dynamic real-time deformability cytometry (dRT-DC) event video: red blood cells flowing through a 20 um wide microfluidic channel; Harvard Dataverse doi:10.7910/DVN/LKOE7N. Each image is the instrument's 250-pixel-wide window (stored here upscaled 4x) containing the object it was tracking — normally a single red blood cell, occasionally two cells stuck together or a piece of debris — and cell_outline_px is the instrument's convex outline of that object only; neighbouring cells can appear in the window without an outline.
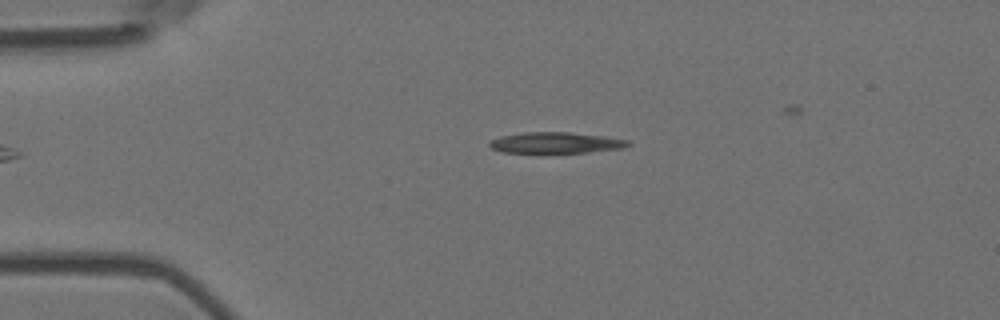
{"species": "Egyptian fruit bat (a non-hibernating species)", "species_latin": "Rousettus aegyptiacus", "temperature_condition": "room temperature", "stored_images_in_passage": 3, "camera_frame_rate_fps": 3000, "um_per_image_px": 0.085, "animal": {"sex": "female"}, "frame": {"image": 1, "passage_image": 2, "time_ms": 0.333, "image_size_px": [1000, 320], "cell_outline_px": [[632, 144], [624, 148], [588, 152], [536, 156], [504, 152], [492, 148], [488, 144], [492, 140], [500, 136], [524, 132], [568, 132], [604, 136], [628, 140]], "centroid_in_image_um": [47.2, 12.18], "position_along_channel_um": 37.8, "area_um2": 17.98}}